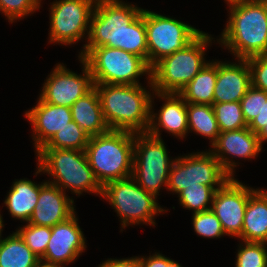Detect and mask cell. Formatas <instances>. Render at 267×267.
I'll return each mask as SVG.
<instances>
[{
  "label": "cell",
  "mask_w": 267,
  "mask_h": 267,
  "mask_svg": "<svg viewBox=\"0 0 267 267\" xmlns=\"http://www.w3.org/2000/svg\"><path fill=\"white\" fill-rule=\"evenodd\" d=\"M119 48L148 63L145 9L123 0H97L90 19L87 43L78 57L96 47Z\"/></svg>",
  "instance_id": "1"
},
{
  "label": "cell",
  "mask_w": 267,
  "mask_h": 267,
  "mask_svg": "<svg viewBox=\"0 0 267 267\" xmlns=\"http://www.w3.org/2000/svg\"><path fill=\"white\" fill-rule=\"evenodd\" d=\"M225 28L216 39L233 59L267 53V0H251L228 8Z\"/></svg>",
  "instance_id": "2"
},
{
  "label": "cell",
  "mask_w": 267,
  "mask_h": 267,
  "mask_svg": "<svg viewBox=\"0 0 267 267\" xmlns=\"http://www.w3.org/2000/svg\"><path fill=\"white\" fill-rule=\"evenodd\" d=\"M147 85L94 84L110 130L133 133L148 130L154 89L152 82ZM147 87L150 88L147 90Z\"/></svg>",
  "instance_id": "3"
},
{
  "label": "cell",
  "mask_w": 267,
  "mask_h": 267,
  "mask_svg": "<svg viewBox=\"0 0 267 267\" xmlns=\"http://www.w3.org/2000/svg\"><path fill=\"white\" fill-rule=\"evenodd\" d=\"M35 175L50 176L47 182L58 186L63 192L70 190L78 197L84 193L102 195V186L89 165L85 151L41 148L36 152ZM51 179V181H50Z\"/></svg>",
  "instance_id": "4"
},
{
  "label": "cell",
  "mask_w": 267,
  "mask_h": 267,
  "mask_svg": "<svg viewBox=\"0 0 267 267\" xmlns=\"http://www.w3.org/2000/svg\"><path fill=\"white\" fill-rule=\"evenodd\" d=\"M92 171L103 187L105 184L131 177L134 154V133L109 130L91 136L85 149Z\"/></svg>",
  "instance_id": "5"
},
{
  "label": "cell",
  "mask_w": 267,
  "mask_h": 267,
  "mask_svg": "<svg viewBox=\"0 0 267 267\" xmlns=\"http://www.w3.org/2000/svg\"><path fill=\"white\" fill-rule=\"evenodd\" d=\"M213 35L202 32L184 49L163 57L151 68V81L155 92L176 93L193 79V77L209 62L205 51L212 41Z\"/></svg>",
  "instance_id": "6"
},
{
  "label": "cell",
  "mask_w": 267,
  "mask_h": 267,
  "mask_svg": "<svg viewBox=\"0 0 267 267\" xmlns=\"http://www.w3.org/2000/svg\"><path fill=\"white\" fill-rule=\"evenodd\" d=\"M101 198L109 202L120 218L121 232L128 226H156L155 217L169 210L164 209L157 198L139 186L132 177L105 184Z\"/></svg>",
  "instance_id": "7"
},
{
  "label": "cell",
  "mask_w": 267,
  "mask_h": 267,
  "mask_svg": "<svg viewBox=\"0 0 267 267\" xmlns=\"http://www.w3.org/2000/svg\"><path fill=\"white\" fill-rule=\"evenodd\" d=\"M83 60L89 66L94 84L140 85L142 76L151 81V67L142 58L119 48H93Z\"/></svg>",
  "instance_id": "8"
},
{
  "label": "cell",
  "mask_w": 267,
  "mask_h": 267,
  "mask_svg": "<svg viewBox=\"0 0 267 267\" xmlns=\"http://www.w3.org/2000/svg\"><path fill=\"white\" fill-rule=\"evenodd\" d=\"M165 145L162 138L147 132L134 133L131 177L156 198L160 195L161 189H167L170 169L176 159L169 156Z\"/></svg>",
  "instance_id": "9"
},
{
  "label": "cell",
  "mask_w": 267,
  "mask_h": 267,
  "mask_svg": "<svg viewBox=\"0 0 267 267\" xmlns=\"http://www.w3.org/2000/svg\"><path fill=\"white\" fill-rule=\"evenodd\" d=\"M148 65L152 68L163 57L184 49L203 31L171 16L145 9Z\"/></svg>",
  "instance_id": "10"
},
{
  "label": "cell",
  "mask_w": 267,
  "mask_h": 267,
  "mask_svg": "<svg viewBox=\"0 0 267 267\" xmlns=\"http://www.w3.org/2000/svg\"><path fill=\"white\" fill-rule=\"evenodd\" d=\"M230 178L219 160L206 149L176 157L170 169L167 191L178 195L185 188L199 184L223 186Z\"/></svg>",
  "instance_id": "11"
},
{
  "label": "cell",
  "mask_w": 267,
  "mask_h": 267,
  "mask_svg": "<svg viewBox=\"0 0 267 267\" xmlns=\"http://www.w3.org/2000/svg\"><path fill=\"white\" fill-rule=\"evenodd\" d=\"M97 0H55L49 8V42L71 46L87 39ZM85 38V39H84Z\"/></svg>",
  "instance_id": "12"
},
{
  "label": "cell",
  "mask_w": 267,
  "mask_h": 267,
  "mask_svg": "<svg viewBox=\"0 0 267 267\" xmlns=\"http://www.w3.org/2000/svg\"><path fill=\"white\" fill-rule=\"evenodd\" d=\"M78 60L82 64V74L73 72L64 63L55 64L40 90L38 97L42 101L71 107L94 87L89 66L82 58L78 57Z\"/></svg>",
  "instance_id": "13"
},
{
  "label": "cell",
  "mask_w": 267,
  "mask_h": 267,
  "mask_svg": "<svg viewBox=\"0 0 267 267\" xmlns=\"http://www.w3.org/2000/svg\"><path fill=\"white\" fill-rule=\"evenodd\" d=\"M254 190L235 177H231L216 190L211 210L221 222L227 236L241 240L245 209Z\"/></svg>",
  "instance_id": "14"
},
{
  "label": "cell",
  "mask_w": 267,
  "mask_h": 267,
  "mask_svg": "<svg viewBox=\"0 0 267 267\" xmlns=\"http://www.w3.org/2000/svg\"><path fill=\"white\" fill-rule=\"evenodd\" d=\"M77 214L51 227V237L40 263L47 266H62L74 261L85 252L87 241L79 226Z\"/></svg>",
  "instance_id": "15"
},
{
  "label": "cell",
  "mask_w": 267,
  "mask_h": 267,
  "mask_svg": "<svg viewBox=\"0 0 267 267\" xmlns=\"http://www.w3.org/2000/svg\"><path fill=\"white\" fill-rule=\"evenodd\" d=\"M259 139L248 127L220 132L209 151L219 160L222 168L231 176H235V168L240 164L233 158L250 160L257 158L263 150Z\"/></svg>",
  "instance_id": "16"
},
{
  "label": "cell",
  "mask_w": 267,
  "mask_h": 267,
  "mask_svg": "<svg viewBox=\"0 0 267 267\" xmlns=\"http://www.w3.org/2000/svg\"><path fill=\"white\" fill-rule=\"evenodd\" d=\"M154 98H159L164 102L156 112H154ZM162 130L177 139H183L188 135L187 102L179 94L153 92L150 104V123L146 132L162 138Z\"/></svg>",
  "instance_id": "17"
},
{
  "label": "cell",
  "mask_w": 267,
  "mask_h": 267,
  "mask_svg": "<svg viewBox=\"0 0 267 267\" xmlns=\"http://www.w3.org/2000/svg\"><path fill=\"white\" fill-rule=\"evenodd\" d=\"M36 105L25 111V117L32 126V140L35 153L40 150L59 130L71 122V108L53 105L37 98Z\"/></svg>",
  "instance_id": "18"
},
{
  "label": "cell",
  "mask_w": 267,
  "mask_h": 267,
  "mask_svg": "<svg viewBox=\"0 0 267 267\" xmlns=\"http://www.w3.org/2000/svg\"><path fill=\"white\" fill-rule=\"evenodd\" d=\"M73 197L66 195L58 186L40 182V192L34 212L28 221L38 226L53 227L76 213Z\"/></svg>",
  "instance_id": "19"
},
{
  "label": "cell",
  "mask_w": 267,
  "mask_h": 267,
  "mask_svg": "<svg viewBox=\"0 0 267 267\" xmlns=\"http://www.w3.org/2000/svg\"><path fill=\"white\" fill-rule=\"evenodd\" d=\"M251 86V71L246 59L217 60L213 103L240 101Z\"/></svg>",
  "instance_id": "20"
},
{
  "label": "cell",
  "mask_w": 267,
  "mask_h": 267,
  "mask_svg": "<svg viewBox=\"0 0 267 267\" xmlns=\"http://www.w3.org/2000/svg\"><path fill=\"white\" fill-rule=\"evenodd\" d=\"M241 241L267 243V189L256 188L244 213Z\"/></svg>",
  "instance_id": "21"
},
{
  "label": "cell",
  "mask_w": 267,
  "mask_h": 267,
  "mask_svg": "<svg viewBox=\"0 0 267 267\" xmlns=\"http://www.w3.org/2000/svg\"><path fill=\"white\" fill-rule=\"evenodd\" d=\"M70 108L73 121L90 137L110 130L104 119L99 95L95 87L77 99Z\"/></svg>",
  "instance_id": "22"
},
{
  "label": "cell",
  "mask_w": 267,
  "mask_h": 267,
  "mask_svg": "<svg viewBox=\"0 0 267 267\" xmlns=\"http://www.w3.org/2000/svg\"><path fill=\"white\" fill-rule=\"evenodd\" d=\"M40 192V182L37 184L28 178L13 182L4 200L11 218L28 222L34 212Z\"/></svg>",
  "instance_id": "23"
},
{
  "label": "cell",
  "mask_w": 267,
  "mask_h": 267,
  "mask_svg": "<svg viewBox=\"0 0 267 267\" xmlns=\"http://www.w3.org/2000/svg\"><path fill=\"white\" fill-rule=\"evenodd\" d=\"M217 80V59L209 62L180 91L187 102L213 105L214 88Z\"/></svg>",
  "instance_id": "24"
},
{
  "label": "cell",
  "mask_w": 267,
  "mask_h": 267,
  "mask_svg": "<svg viewBox=\"0 0 267 267\" xmlns=\"http://www.w3.org/2000/svg\"><path fill=\"white\" fill-rule=\"evenodd\" d=\"M40 258L25 244L15 231L0 236V267H38Z\"/></svg>",
  "instance_id": "25"
},
{
  "label": "cell",
  "mask_w": 267,
  "mask_h": 267,
  "mask_svg": "<svg viewBox=\"0 0 267 267\" xmlns=\"http://www.w3.org/2000/svg\"><path fill=\"white\" fill-rule=\"evenodd\" d=\"M188 134L195 133L208 138L210 147L220 134L212 105L187 103Z\"/></svg>",
  "instance_id": "26"
},
{
  "label": "cell",
  "mask_w": 267,
  "mask_h": 267,
  "mask_svg": "<svg viewBox=\"0 0 267 267\" xmlns=\"http://www.w3.org/2000/svg\"><path fill=\"white\" fill-rule=\"evenodd\" d=\"M222 186H199L187 187L182 190L177 198L182 208L192 210V214L210 210L217 189Z\"/></svg>",
  "instance_id": "27"
},
{
  "label": "cell",
  "mask_w": 267,
  "mask_h": 267,
  "mask_svg": "<svg viewBox=\"0 0 267 267\" xmlns=\"http://www.w3.org/2000/svg\"><path fill=\"white\" fill-rule=\"evenodd\" d=\"M89 138L90 136L72 120L63 129L55 133L42 148L85 151Z\"/></svg>",
  "instance_id": "28"
},
{
  "label": "cell",
  "mask_w": 267,
  "mask_h": 267,
  "mask_svg": "<svg viewBox=\"0 0 267 267\" xmlns=\"http://www.w3.org/2000/svg\"><path fill=\"white\" fill-rule=\"evenodd\" d=\"M212 106L220 132L234 131L248 127L243 117L240 101L213 103Z\"/></svg>",
  "instance_id": "29"
},
{
  "label": "cell",
  "mask_w": 267,
  "mask_h": 267,
  "mask_svg": "<svg viewBox=\"0 0 267 267\" xmlns=\"http://www.w3.org/2000/svg\"><path fill=\"white\" fill-rule=\"evenodd\" d=\"M237 250L235 267H267V243L242 241Z\"/></svg>",
  "instance_id": "30"
},
{
  "label": "cell",
  "mask_w": 267,
  "mask_h": 267,
  "mask_svg": "<svg viewBox=\"0 0 267 267\" xmlns=\"http://www.w3.org/2000/svg\"><path fill=\"white\" fill-rule=\"evenodd\" d=\"M31 251L41 258L51 237V227L26 223L15 230Z\"/></svg>",
  "instance_id": "31"
},
{
  "label": "cell",
  "mask_w": 267,
  "mask_h": 267,
  "mask_svg": "<svg viewBox=\"0 0 267 267\" xmlns=\"http://www.w3.org/2000/svg\"><path fill=\"white\" fill-rule=\"evenodd\" d=\"M191 224L197 236L202 238L218 239L226 235L221 222L211 209L192 214Z\"/></svg>",
  "instance_id": "32"
},
{
  "label": "cell",
  "mask_w": 267,
  "mask_h": 267,
  "mask_svg": "<svg viewBox=\"0 0 267 267\" xmlns=\"http://www.w3.org/2000/svg\"><path fill=\"white\" fill-rule=\"evenodd\" d=\"M42 0H0V12L9 24L40 10Z\"/></svg>",
  "instance_id": "33"
},
{
  "label": "cell",
  "mask_w": 267,
  "mask_h": 267,
  "mask_svg": "<svg viewBox=\"0 0 267 267\" xmlns=\"http://www.w3.org/2000/svg\"><path fill=\"white\" fill-rule=\"evenodd\" d=\"M240 103L244 120L249 125L263 109V90L251 86Z\"/></svg>",
  "instance_id": "34"
},
{
  "label": "cell",
  "mask_w": 267,
  "mask_h": 267,
  "mask_svg": "<svg viewBox=\"0 0 267 267\" xmlns=\"http://www.w3.org/2000/svg\"><path fill=\"white\" fill-rule=\"evenodd\" d=\"M246 60L251 71L252 86L267 92V53Z\"/></svg>",
  "instance_id": "35"
},
{
  "label": "cell",
  "mask_w": 267,
  "mask_h": 267,
  "mask_svg": "<svg viewBox=\"0 0 267 267\" xmlns=\"http://www.w3.org/2000/svg\"><path fill=\"white\" fill-rule=\"evenodd\" d=\"M248 128L257 135L263 147L267 142V92L265 91H263V109L248 125Z\"/></svg>",
  "instance_id": "36"
},
{
  "label": "cell",
  "mask_w": 267,
  "mask_h": 267,
  "mask_svg": "<svg viewBox=\"0 0 267 267\" xmlns=\"http://www.w3.org/2000/svg\"><path fill=\"white\" fill-rule=\"evenodd\" d=\"M98 267H141L140 257L133 256L128 258H108L98 265Z\"/></svg>",
  "instance_id": "37"
},
{
  "label": "cell",
  "mask_w": 267,
  "mask_h": 267,
  "mask_svg": "<svg viewBox=\"0 0 267 267\" xmlns=\"http://www.w3.org/2000/svg\"><path fill=\"white\" fill-rule=\"evenodd\" d=\"M141 267H162L163 265V254L160 252H155L149 256H139Z\"/></svg>",
  "instance_id": "38"
},
{
  "label": "cell",
  "mask_w": 267,
  "mask_h": 267,
  "mask_svg": "<svg viewBox=\"0 0 267 267\" xmlns=\"http://www.w3.org/2000/svg\"><path fill=\"white\" fill-rule=\"evenodd\" d=\"M162 267H182V265H180V263L170 259L169 257H165V255H163Z\"/></svg>",
  "instance_id": "39"
},
{
  "label": "cell",
  "mask_w": 267,
  "mask_h": 267,
  "mask_svg": "<svg viewBox=\"0 0 267 267\" xmlns=\"http://www.w3.org/2000/svg\"><path fill=\"white\" fill-rule=\"evenodd\" d=\"M248 1H251V0H224L225 4H227L228 8L235 6V5L246 3Z\"/></svg>",
  "instance_id": "40"
},
{
  "label": "cell",
  "mask_w": 267,
  "mask_h": 267,
  "mask_svg": "<svg viewBox=\"0 0 267 267\" xmlns=\"http://www.w3.org/2000/svg\"><path fill=\"white\" fill-rule=\"evenodd\" d=\"M0 212H1V210H0ZM3 227H4V221H3V217H2V215L0 213V236H1L2 232H3Z\"/></svg>",
  "instance_id": "41"
},
{
  "label": "cell",
  "mask_w": 267,
  "mask_h": 267,
  "mask_svg": "<svg viewBox=\"0 0 267 267\" xmlns=\"http://www.w3.org/2000/svg\"><path fill=\"white\" fill-rule=\"evenodd\" d=\"M38 267H62V266H47V265H44V264H40Z\"/></svg>",
  "instance_id": "42"
}]
</instances>
